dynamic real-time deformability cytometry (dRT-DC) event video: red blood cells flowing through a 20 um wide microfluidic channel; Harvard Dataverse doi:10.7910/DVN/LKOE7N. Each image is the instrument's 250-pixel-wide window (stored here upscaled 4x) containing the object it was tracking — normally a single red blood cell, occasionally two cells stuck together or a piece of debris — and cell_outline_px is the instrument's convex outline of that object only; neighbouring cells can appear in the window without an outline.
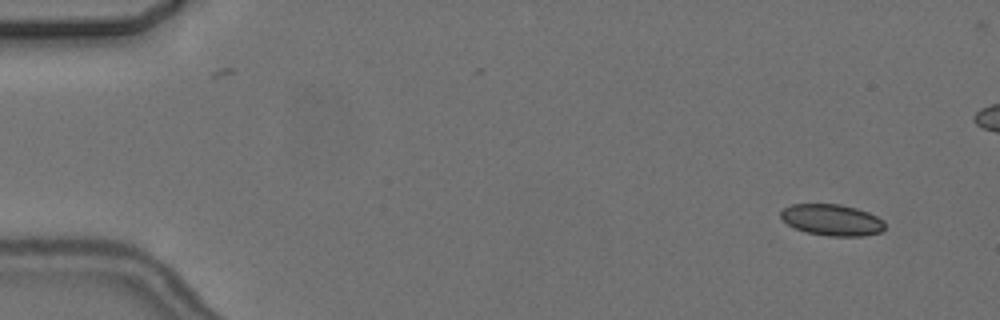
{"species": "common noctule bat (a hibernating species)", "species_latin": "Nyctalus noctula", "temperature_condition": "cold", "stored_images_in_passage": 8, "camera_frame_rate_fps": 3000, "um_per_image_px": 0.085, "animal": {"sex": "female", "body_mass_g": 24.6, "forearm_length_mm": 56.2}, "frame": {"image": 1, "passage_image": 2, "time_ms": 1.0, "image_size_px": [1000, 320], "cell_outline_px": [[884, 228], [880, 232], [864, 236], [828, 236], [808, 232], [796, 228], [788, 224], [780, 216], [780, 212], [784, 208], [792, 204], [840, 204], [856, 208], [868, 212], [884, 220]], "centroid_in_image_um": [70.73, 18.69], "position_along_channel_um": 14.3, "area_um2": 18.9}}
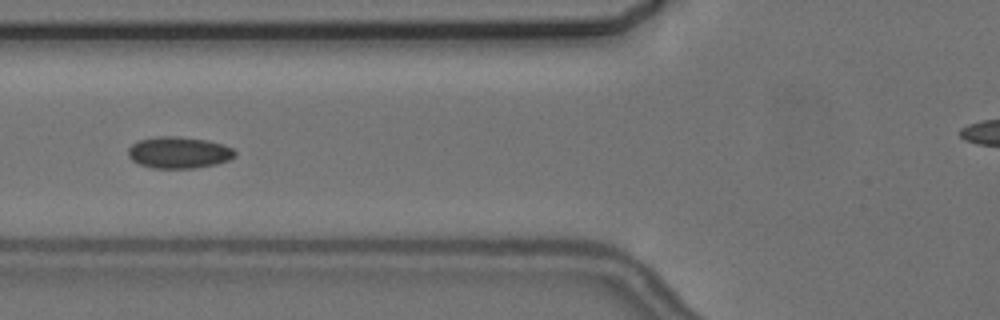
{"frame": {"image": 2, "passage_image": 6, "time_ms": 7.0, "image_size_px": [1000, 320], "cell_outline_px": [[236, 156], [228, 160], [216, 164], [192, 168], [152, 168], [140, 164], [132, 160], [128, 156], [128, 148], [132, 144], [140, 140], [156, 136], [176, 136], [208, 140], [224, 144], [232, 148], [236, 152]], "centroid_in_image_um": [15.21, 12.96], "position_along_channel_um": 110.6, "area_um2": 19.71}}
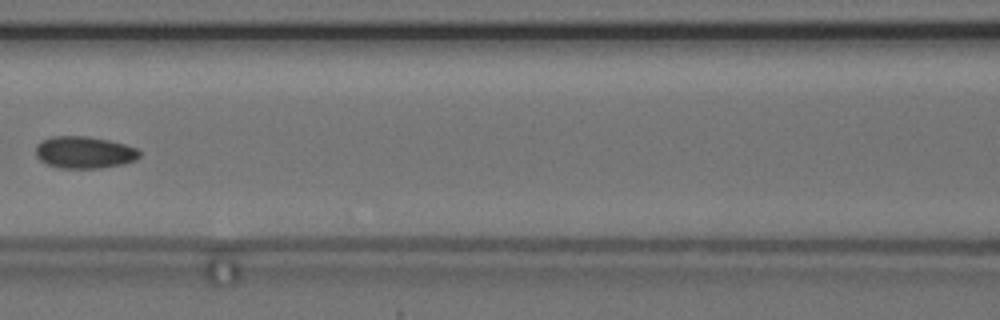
{"frame": {"image": 3, "passage_image": 7, "time_ms": 8.333, "image_size_px": [1000, 320], "cell_outline_px": [[140, 156], [136, 160], [124, 164], [100, 168], [60, 168], [48, 164], [40, 160], [36, 156], [36, 144], [52, 136], [88, 136], [108, 140], [124, 144], [136, 148], [140, 152]], "centroid_in_image_um": [7.17, 12.95], "position_along_channel_um": 159.4, "area_um2": 19.36}}